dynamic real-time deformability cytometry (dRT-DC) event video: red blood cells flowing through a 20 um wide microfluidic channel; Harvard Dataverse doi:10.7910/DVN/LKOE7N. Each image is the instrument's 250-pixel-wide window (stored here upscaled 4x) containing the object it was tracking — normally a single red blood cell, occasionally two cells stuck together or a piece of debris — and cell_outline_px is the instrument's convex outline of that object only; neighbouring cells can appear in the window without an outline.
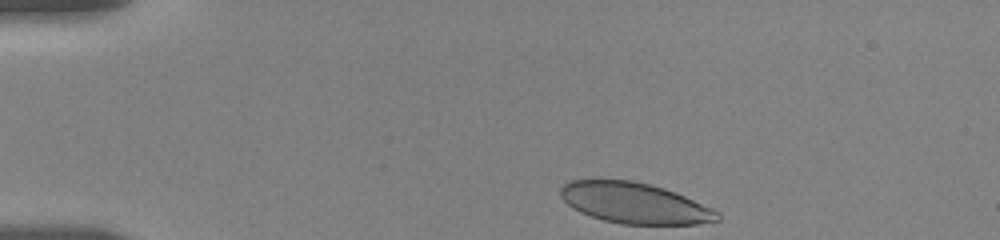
{"species": "human", "species_latin": "Homo sapiens", "temperature_condition": "room temperature", "stored_images_in_passage": 17, "camera_frame_rate_fps": 3000, "um_per_image_px": 0.085, "donor": {"sex": "female"}, "frame": {"image": 1, "passage_image": 1, "time_ms": 0.0, "image_size_px": [1000, 240], "cell_outline_px": [[720, 220], [696, 224], [620, 224], [604, 220], [580, 212], [572, 208], [560, 196], [560, 188], [568, 180], [592, 176], [632, 180], [664, 188], [676, 192], [712, 208], [720, 212]], "centroid_in_image_um": [53.87, 17.21], "position_along_channel_um": 31.1, "area_um2": 38.15}}
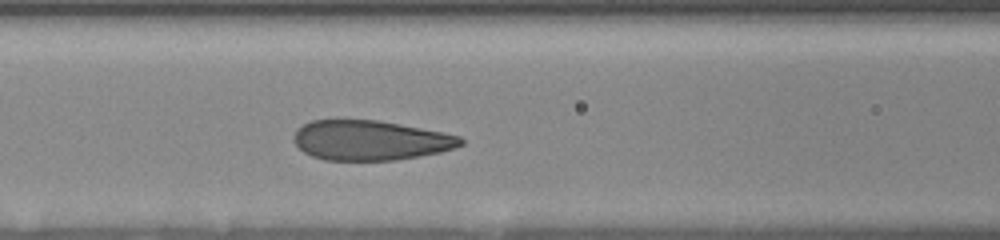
{"frame": {"image": 2, "passage_image": 13, "time_ms": 4.667, "image_size_px": [1000, 240], "cell_outline_px": [[464, 144], [456, 148], [440, 152], [396, 160], [324, 160], [312, 156], [304, 152], [292, 140], [292, 136], [296, 128], [312, 120], [376, 120], [400, 124], [444, 132], [460, 136], [464, 140]], "centroid_in_image_um": [31.47, 11.93], "position_along_channel_um": 135.1, "area_um2": 38.9}}
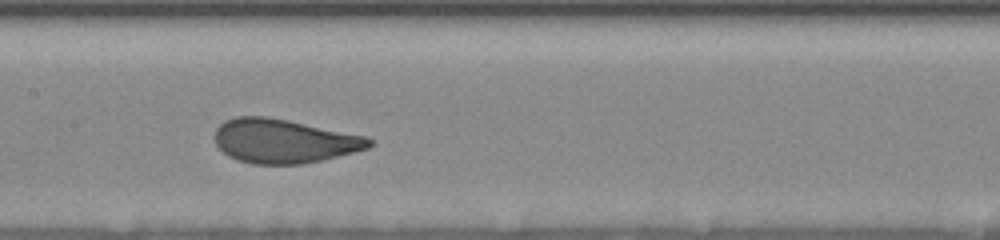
{"frame": {"image": 3, "passage_image": 15, "time_ms": 6.0, "image_size_px": [1000, 240], "cell_outline_px": [[372, 144], [368, 148], [304, 164], [252, 164], [228, 156], [216, 144], [216, 128], [224, 120], [236, 116], [264, 116], [288, 120], [368, 136], [372, 140]], "centroid_in_image_um": [24.13, 11.98], "position_along_channel_um": 183.3, "area_um2": 39.42}}